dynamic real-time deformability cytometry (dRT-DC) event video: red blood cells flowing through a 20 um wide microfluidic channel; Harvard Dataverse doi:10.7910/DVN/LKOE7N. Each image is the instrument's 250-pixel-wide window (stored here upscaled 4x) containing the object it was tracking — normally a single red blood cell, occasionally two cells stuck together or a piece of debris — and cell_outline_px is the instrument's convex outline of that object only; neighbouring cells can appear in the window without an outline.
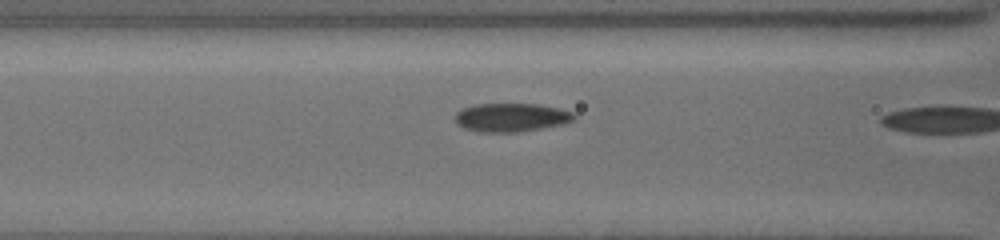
{"species": "common noctule bat (a hibernating species)", "species_latin": "Nyctalus noctula", "temperature_condition": "cold", "stored_images_in_passage": 25, "camera_frame_rate_fps": 3000, "um_per_image_px": 0.085, "animal": {"sex": "female", "body_mass_g": 19.5, "forearm_length_mm": 54.1}, "frame": {"image": 1, "passage_image": 23, "time_ms": 7.333, "image_size_px": [1000, 240], "cell_outline_px": [[576, 116], [572, 120], [564, 124], [520, 132], [480, 132], [464, 128], [456, 124], [456, 112], [464, 108], [476, 104], [536, 104], [556, 108], [572, 112]], "centroid_in_image_um": [43.44, 9.99], "position_along_channel_um": 123.2, "area_um2": 19.65}}